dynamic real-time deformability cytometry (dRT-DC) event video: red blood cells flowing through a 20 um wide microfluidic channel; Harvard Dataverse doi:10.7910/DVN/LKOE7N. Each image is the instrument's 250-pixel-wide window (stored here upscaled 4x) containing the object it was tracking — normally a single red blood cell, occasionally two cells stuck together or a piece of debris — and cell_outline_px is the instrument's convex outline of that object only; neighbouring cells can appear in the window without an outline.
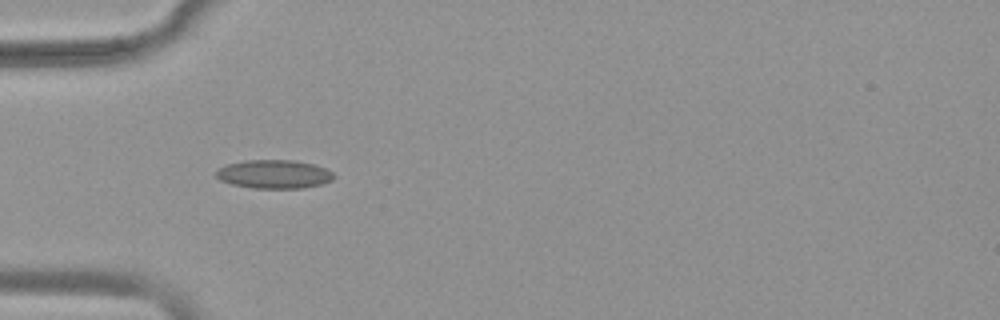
{"species": "common noctule bat (a hibernating species)", "species_latin": "Nyctalus noctula", "temperature_condition": "warm", "stored_images_in_passage": 41, "camera_frame_rate_fps": 3000, "um_per_image_px": 0.085, "animal": {"sex": "female", "body_mass_g": 19.9}, "frame": {"image": 1, "passage_image": 4, "time_ms": 1.0, "image_size_px": [1000, 320], "cell_outline_px": [[336, 176], [332, 180], [320, 184], [304, 188], [252, 188], [232, 184], [220, 180], [216, 176], [216, 172], [220, 168], [228, 164], [244, 160], [292, 160], [312, 164], [324, 168], [332, 172]], "centroid_in_image_um": [23.3, 14.81], "position_along_channel_um": 61.7, "area_um2": 19.48}}
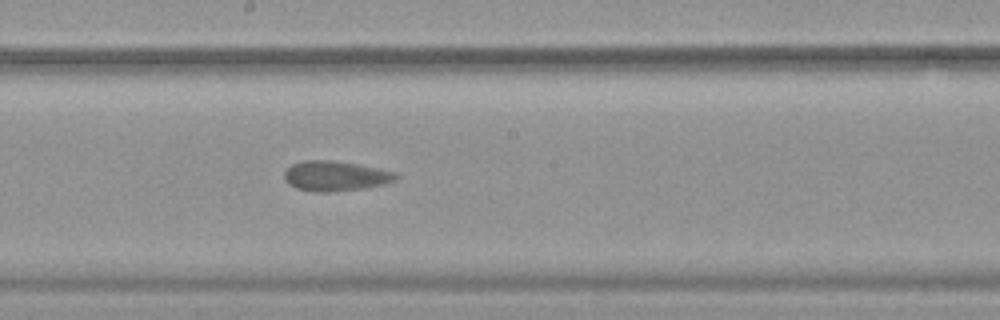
{"frame": {"image": 2, "passage_image": 17, "time_ms": 5.333, "image_size_px": [1000, 320], "cell_outline_px": [[400, 176], [396, 180], [384, 184], [364, 188], [328, 192], [312, 192], [296, 188], [288, 184], [284, 180], [284, 172], [292, 164], [304, 160], [332, 160], [356, 164], [396, 172]], "centroid_in_image_um": [28.49, 14.96], "position_along_channel_um": 219.7, "area_um2": 19.59}}
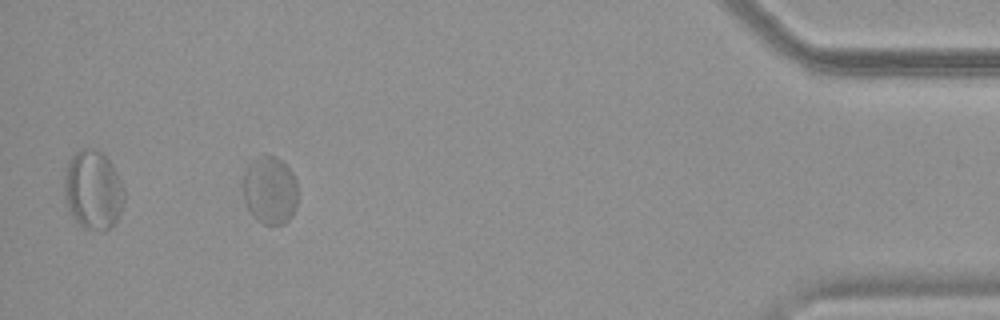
{"frame": {"image": 3, "passage_image": 37, "time_ms": 12.0, "image_size_px": [1000, 320], "cell_outline_px": [[296, 208], [292, 216], [284, 224], [264, 224], [256, 220], [252, 216], [244, 200], [240, 184], [244, 172], [248, 164], [256, 156], [276, 156], [292, 172], [296, 180]], "centroid_in_image_um": [22.89, 16.17], "position_along_channel_um": 412.3, "area_um2": 22.08}}